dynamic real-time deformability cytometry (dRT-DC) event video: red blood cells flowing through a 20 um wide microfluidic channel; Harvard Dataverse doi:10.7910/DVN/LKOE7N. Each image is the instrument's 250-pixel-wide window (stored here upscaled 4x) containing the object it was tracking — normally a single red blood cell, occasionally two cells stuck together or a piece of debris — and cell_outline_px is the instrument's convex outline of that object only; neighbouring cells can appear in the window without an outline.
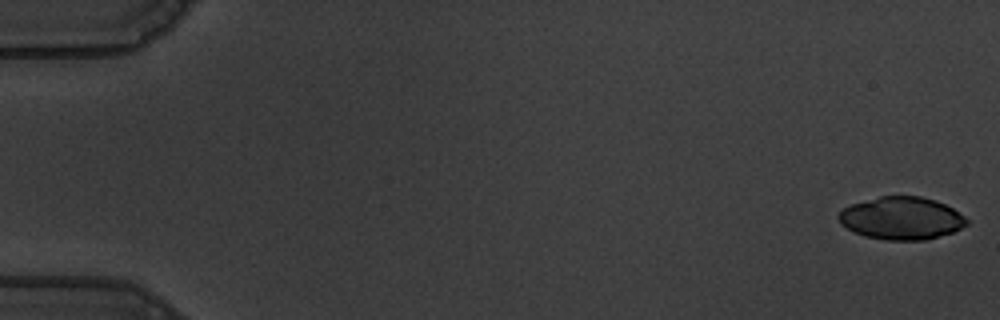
{"species": "common noctule bat (a hibernating species)", "species_latin": "Nyctalus noctula", "temperature_condition": "warm", "stored_images_in_passage": 56, "camera_frame_rate_fps": 3000, "um_per_image_px": 0.085, "animal": {"sex": "male", "body_mass_g": 19.5, "forearm_length_mm": 54.6}, "frame": {"image": 1, "passage_image": 1, "time_ms": 0.0, "image_size_px": [1000, 320], "cell_outline_px": [[968, 224], [952, 232], [924, 240], [888, 240], [864, 236], [840, 224], [836, 216], [844, 208], [852, 204], [880, 196], [920, 196], [936, 200], [952, 208], [964, 216], [968, 220]], "centroid_in_image_um": [76.62, 18.54], "position_along_channel_um": 8.4, "area_um2": 31.62}}